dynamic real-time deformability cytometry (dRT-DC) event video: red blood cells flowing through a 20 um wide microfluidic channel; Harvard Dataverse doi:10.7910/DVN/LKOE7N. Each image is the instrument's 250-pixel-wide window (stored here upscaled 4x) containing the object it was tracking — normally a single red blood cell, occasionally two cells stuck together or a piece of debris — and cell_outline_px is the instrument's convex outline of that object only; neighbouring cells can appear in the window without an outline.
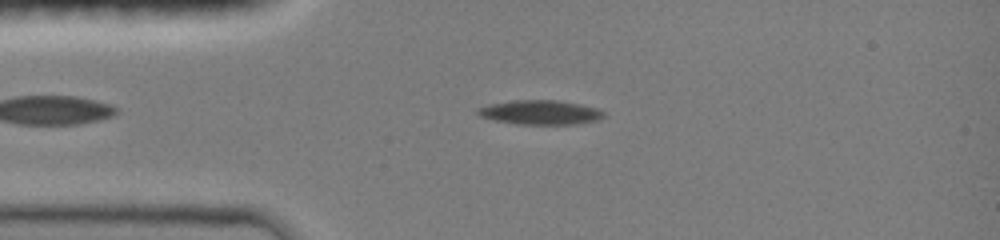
{"species": "common noctule bat (a hibernating species)", "species_latin": "Nyctalus noctula", "temperature_condition": "room temperature", "stored_images_in_passage": 46, "camera_frame_rate_fps": 3000, "um_per_image_px": 0.085, "animal": {"sex": "female", "body_mass_g": 19.0, "forearm_length_mm": 51.5}, "frame": {"image": 1, "passage_image": 8, "time_ms": 2.333, "image_size_px": [1000, 240], "cell_outline_px": [[604, 116], [600, 120], [572, 124], [516, 124], [492, 120], [480, 116], [476, 112], [476, 108], [488, 104], [512, 100], [556, 100], [580, 104], [600, 108], [604, 112]], "centroid_in_image_um": [45.91, 9.55], "position_along_channel_um": 39.1, "area_um2": 18.09}}
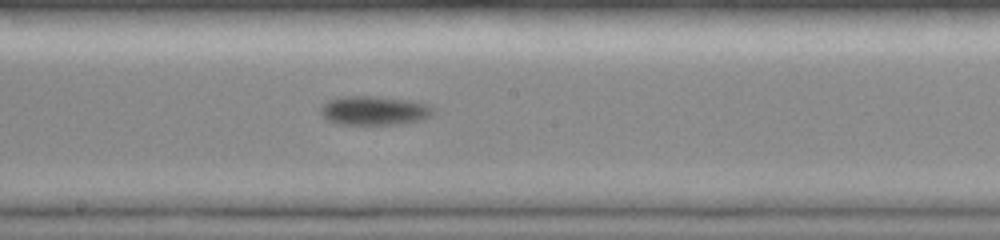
{"frame": {"image": 2, "passage_image": 23, "time_ms": 7.333, "image_size_px": [1000, 240], "cell_outline_px": [[436, 112], [432, 116], [424, 120], [400, 124], [336, 124], [320, 116], [320, 108], [328, 100], [344, 96], [376, 96], [412, 100], [428, 104], [436, 108]], "centroid_in_image_um": [31.87, 9.4], "position_along_channel_um": 216.3, "area_um2": 19.54}}
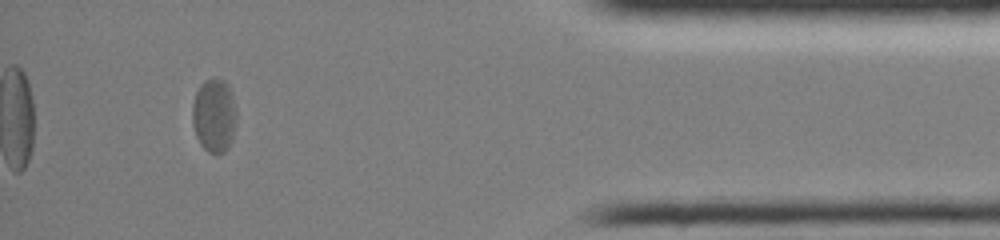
{"frame": {"image": 3, "passage_image": 41, "time_ms": 13.333, "image_size_px": [1000, 240], "cell_outline_px": [[236, 124], [232, 140], [228, 148], [224, 152], [216, 156], [208, 152], [200, 144], [196, 136], [192, 124], [192, 104], [196, 92], [200, 84], [204, 80], [216, 76], [224, 80], [228, 84], [232, 92], [236, 112]], "centroid_in_image_um": [18.2, 9.81], "position_along_channel_um": 417.0, "area_um2": 19.59}, "authors_computed_cell_mechanics": {"area_um2": 18.5249, "velocity_mm_per_s": 3.9288, "shape_relaxation_time_tau1_ms": 4.1678, "shape_relaxation_time_tau2_ms": null, "deformation_change_tau1": 0.1279, "deformation_change_tau2": null}}